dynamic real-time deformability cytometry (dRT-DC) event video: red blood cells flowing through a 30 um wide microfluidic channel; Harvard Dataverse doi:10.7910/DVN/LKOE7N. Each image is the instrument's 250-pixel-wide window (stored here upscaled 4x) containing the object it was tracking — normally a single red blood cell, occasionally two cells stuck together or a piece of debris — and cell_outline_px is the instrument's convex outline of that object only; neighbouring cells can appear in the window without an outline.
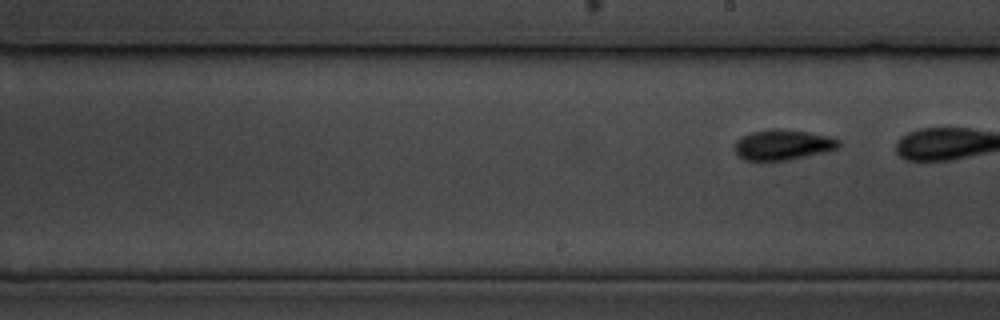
{"species": "common noctule bat (a hibernating species)", "species_latin": "Nyctalus noctula", "temperature_condition": "cold", "stored_images_in_passage": 11, "segment_of_instrument_passage": [2, 2], "camera_frame_rate_fps": 3000, "um_per_image_px": 0.085, "animal": {"sex": "male", "body_mass_g": 19.5, "forearm_length_mm": 54.6}, "frame": {"image": 1, "passage_image": 11, "time_ms": 12.333, "image_size_px": [1000, 320], "cell_outline_px": [[840, 148], [824, 152], [788, 160], [744, 160], [736, 156], [732, 148], [736, 140], [740, 136], [752, 132], [772, 128], [776, 128], [808, 132], [828, 136], [840, 140]], "centroid_in_image_um": [66.48, 12.3], "position_along_channel_um": 222.5, "area_um2": 18.67}}